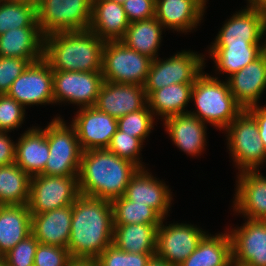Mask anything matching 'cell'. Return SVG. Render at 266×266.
<instances>
[{
    "instance_id": "obj_3",
    "label": "cell",
    "mask_w": 266,
    "mask_h": 266,
    "mask_svg": "<svg viewBox=\"0 0 266 266\" xmlns=\"http://www.w3.org/2000/svg\"><path fill=\"white\" fill-rule=\"evenodd\" d=\"M105 42L91 30L44 36V59L53 71H102Z\"/></svg>"
},
{
    "instance_id": "obj_12",
    "label": "cell",
    "mask_w": 266,
    "mask_h": 266,
    "mask_svg": "<svg viewBox=\"0 0 266 266\" xmlns=\"http://www.w3.org/2000/svg\"><path fill=\"white\" fill-rule=\"evenodd\" d=\"M103 81L102 71H53L54 103L94 106Z\"/></svg>"
},
{
    "instance_id": "obj_35",
    "label": "cell",
    "mask_w": 266,
    "mask_h": 266,
    "mask_svg": "<svg viewBox=\"0 0 266 266\" xmlns=\"http://www.w3.org/2000/svg\"><path fill=\"white\" fill-rule=\"evenodd\" d=\"M22 27H39L36 4L0 1V35L8 30Z\"/></svg>"
},
{
    "instance_id": "obj_24",
    "label": "cell",
    "mask_w": 266,
    "mask_h": 266,
    "mask_svg": "<svg viewBox=\"0 0 266 266\" xmlns=\"http://www.w3.org/2000/svg\"><path fill=\"white\" fill-rule=\"evenodd\" d=\"M34 127L28 128L15 143V163L31 177L44 171L49 156L47 127Z\"/></svg>"
},
{
    "instance_id": "obj_33",
    "label": "cell",
    "mask_w": 266,
    "mask_h": 266,
    "mask_svg": "<svg viewBox=\"0 0 266 266\" xmlns=\"http://www.w3.org/2000/svg\"><path fill=\"white\" fill-rule=\"evenodd\" d=\"M31 176L16 163L0 167V205H27Z\"/></svg>"
},
{
    "instance_id": "obj_30",
    "label": "cell",
    "mask_w": 266,
    "mask_h": 266,
    "mask_svg": "<svg viewBox=\"0 0 266 266\" xmlns=\"http://www.w3.org/2000/svg\"><path fill=\"white\" fill-rule=\"evenodd\" d=\"M160 224L114 225L112 244L124 252L156 253Z\"/></svg>"
},
{
    "instance_id": "obj_43",
    "label": "cell",
    "mask_w": 266,
    "mask_h": 266,
    "mask_svg": "<svg viewBox=\"0 0 266 266\" xmlns=\"http://www.w3.org/2000/svg\"><path fill=\"white\" fill-rule=\"evenodd\" d=\"M156 0H126L122 3L128 21H140L155 16Z\"/></svg>"
},
{
    "instance_id": "obj_38",
    "label": "cell",
    "mask_w": 266,
    "mask_h": 266,
    "mask_svg": "<svg viewBox=\"0 0 266 266\" xmlns=\"http://www.w3.org/2000/svg\"><path fill=\"white\" fill-rule=\"evenodd\" d=\"M142 145L143 142L139 138L128 135L117 129L107 149L118 157L128 159L139 168H145V166L142 165L144 162L140 160Z\"/></svg>"
},
{
    "instance_id": "obj_21",
    "label": "cell",
    "mask_w": 266,
    "mask_h": 266,
    "mask_svg": "<svg viewBox=\"0 0 266 266\" xmlns=\"http://www.w3.org/2000/svg\"><path fill=\"white\" fill-rule=\"evenodd\" d=\"M206 2L207 0H156L155 17L165 29L191 32L203 19Z\"/></svg>"
},
{
    "instance_id": "obj_1",
    "label": "cell",
    "mask_w": 266,
    "mask_h": 266,
    "mask_svg": "<svg viewBox=\"0 0 266 266\" xmlns=\"http://www.w3.org/2000/svg\"><path fill=\"white\" fill-rule=\"evenodd\" d=\"M114 219L110 201L80 195L72 204L67 249L72 259L95 260L113 241Z\"/></svg>"
},
{
    "instance_id": "obj_10",
    "label": "cell",
    "mask_w": 266,
    "mask_h": 266,
    "mask_svg": "<svg viewBox=\"0 0 266 266\" xmlns=\"http://www.w3.org/2000/svg\"><path fill=\"white\" fill-rule=\"evenodd\" d=\"M80 195L78 176L39 174L31 177L27 205L31 215H35L72 205Z\"/></svg>"
},
{
    "instance_id": "obj_45",
    "label": "cell",
    "mask_w": 266,
    "mask_h": 266,
    "mask_svg": "<svg viewBox=\"0 0 266 266\" xmlns=\"http://www.w3.org/2000/svg\"><path fill=\"white\" fill-rule=\"evenodd\" d=\"M256 120L259 129V136L266 149V106H252L246 109Z\"/></svg>"
},
{
    "instance_id": "obj_2",
    "label": "cell",
    "mask_w": 266,
    "mask_h": 266,
    "mask_svg": "<svg viewBox=\"0 0 266 266\" xmlns=\"http://www.w3.org/2000/svg\"><path fill=\"white\" fill-rule=\"evenodd\" d=\"M138 169L108 149L83 151L78 174L80 194L112 202L124 195Z\"/></svg>"
},
{
    "instance_id": "obj_22",
    "label": "cell",
    "mask_w": 266,
    "mask_h": 266,
    "mask_svg": "<svg viewBox=\"0 0 266 266\" xmlns=\"http://www.w3.org/2000/svg\"><path fill=\"white\" fill-rule=\"evenodd\" d=\"M72 205L31 215V233L41 244L68 247Z\"/></svg>"
},
{
    "instance_id": "obj_47",
    "label": "cell",
    "mask_w": 266,
    "mask_h": 266,
    "mask_svg": "<svg viewBox=\"0 0 266 266\" xmlns=\"http://www.w3.org/2000/svg\"><path fill=\"white\" fill-rule=\"evenodd\" d=\"M248 5L246 7L264 10L266 12V0H247Z\"/></svg>"
},
{
    "instance_id": "obj_6",
    "label": "cell",
    "mask_w": 266,
    "mask_h": 266,
    "mask_svg": "<svg viewBox=\"0 0 266 266\" xmlns=\"http://www.w3.org/2000/svg\"><path fill=\"white\" fill-rule=\"evenodd\" d=\"M227 146L239 171L259 170L266 162V149L255 118L244 109L225 129Z\"/></svg>"
},
{
    "instance_id": "obj_14",
    "label": "cell",
    "mask_w": 266,
    "mask_h": 266,
    "mask_svg": "<svg viewBox=\"0 0 266 266\" xmlns=\"http://www.w3.org/2000/svg\"><path fill=\"white\" fill-rule=\"evenodd\" d=\"M228 233L233 266H266V221L247 219Z\"/></svg>"
},
{
    "instance_id": "obj_15",
    "label": "cell",
    "mask_w": 266,
    "mask_h": 266,
    "mask_svg": "<svg viewBox=\"0 0 266 266\" xmlns=\"http://www.w3.org/2000/svg\"><path fill=\"white\" fill-rule=\"evenodd\" d=\"M79 109L71 125L82 150L107 149L117 130V119L94 106Z\"/></svg>"
},
{
    "instance_id": "obj_41",
    "label": "cell",
    "mask_w": 266,
    "mask_h": 266,
    "mask_svg": "<svg viewBox=\"0 0 266 266\" xmlns=\"http://www.w3.org/2000/svg\"><path fill=\"white\" fill-rule=\"evenodd\" d=\"M41 59H22L0 56V95L7 94L14 80L23 73L30 63Z\"/></svg>"
},
{
    "instance_id": "obj_42",
    "label": "cell",
    "mask_w": 266,
    "mask_h": 266,
    "mask_svg": "<svg viewBox=\"0 0 266 266\" xmlns=\"http://www.w3.org/2000/svg\"><path fill=\"white\" fill-rule=\"evenodd\" d=\"M72 260L67 248L38 243L34 266H68Z\"/></svg>"
},
{
    "instance_id": "obj_13",
    "label": "cell",
    "mask_w": 266,
    "mask_h": 266,
    "mask_svg": "<svg viewBox=\"0 0 266 266\" xmlns=\"http://www.w3.org/2000/svg\"><path fill=\"white\" fill-rule=\"evenodd\" d=\"M163 221L164 219L157 229L155 255L169 264L179 266L195 251L206 231L186 223H172L164 226Z\"/></svg>"
},
{
    "instance_id": "obj_4",
    "label": "cell",
    "mask_w": 266,
    "mask_h": 266,
    "mask_svg": "<svg viewBox=\"0 0 266 266\" xmlns=\"http://www.w3.org/2000/svg\"><path fill=\"white\" fill-rule=\"evenodd\" d=\"M196 111H189L203 123L225 129L244 109L230 92L229 84L202 72L195 80L191 93Z\"/></svg>"
},
{
    "instance_id": "obj_40",
    "label": "cell",
    "mask_w": 266,
    "mask_h": 266,
    "mask_svg": "<svg viewBox=\"0 0 266 266\" xmlns=\"http://www.w3.org/2000/svg\"><path fill=\"white\" fill-rule=\"evenodd\" d=\"M38 240L31 233L9 250L4 256L5 266H34Z\"/></svg>"
},
{
    "instance_id": "obj_36",
    "label": "cell",
    "mask_w": 266,
    "mask_h": 266,
    "mask_svg": "<svg viewBox=\"0 0 266 266\" xmlns=\"http://www.w3.org/2000/svg\"><path fill=\"white\" fill-rule=\"evenodd\" d=\"M153 117L154 115L147 104L138 111L118 118L117 129L144 142L154 128L155 118Z\"/></svg>"
},
{
    "instance_id": "obj_19",
    "label": "cell",
    "mask_w": 266,
    "mask_h": 266,
    "mask_svg": "<svg viewBox=\"0 0 266 266\" xmlns=\"http://www.w3.org/2000/svg\"><path fill=\"white\" fill-rule=\"evenodd\" d=\"M171 189L162 181L153 177L145 168H139L131 177L124 197L132 202L148 204L163 219L171 210Z\"/></svg>"
},
{
    "instance_id": "obj_25",
    "label": "cell",
    "mask_w": 266,
    "mask_h": 266,
    "mask_svg": "<svg viewBox=\"0 0 266 266\" xmlns=\"http://www.w3.org/2000/svg\"><path fill=\"white\" fill-rule=\"evenodd\" d=\"M129 24L122 4L112 0H92L89 30L104 42L120 41Z\"/></svg>"
},
{
    "instance_id": "obj_49",
    "label": "cell",
    "mask_w": 266,
    "mask_h": 266,
    "mask_svg": "<svg viewBox=\"0 0 266 266\" xmlns=\"http://www.w3.org/2000/svg\"><path fill=\"white\" fill-rule=\"evenodd\" d=\"M7 3L36 4L38 0H1Z\"/></svg>"
},
{
    "instance_id": "obj_27",
    "label": "cell",
    "mask_w": 266,
    "mask_h": 266,
    "mask_svg": "<svg viewBox=\"0 0 266 266\" xmlns=\"http://www.w3.org/2000/svg\"><path fill=\"white\" fill-rule=\"evenodd\" d=\"M31 234L28 205H0V255Z\"/></svg>"
},
{
    "instance_id": "obj_7",
    "label": "cell",
    "mask_w": 266,
    "mask_h": 266,
    "mask_svg": "<svg viewBox=\"0 0 266 266\" xmlns=\"http://www.w3.org/2000/svg\"><path fill=\"white\" fill-rule=\"evenodd\" d=\"M92 0H38L37 23L44 36L89 29Z\"/></svg>"
},
{
    "instance_id": "obj_51",
    "label": "cell",
    "mask_w": 266,
    "mask_h": 266,
    "mask_svg": "<svg viewBox=\"0 0 266 266\" xmlns=\"http://www.w3.org/2000/svg\"><path fill=\"white\" fill-rule=\"evenodd\" d=\"M0 266H5V259L3 255H0Z\"/></svg>"
},
{
    "instance_id": "obj_29",
    "label": "cell",
    "mask_w": 266,
    "mask_h": 266,
    "mask_svg": "<svg viewBox=\"0 0 266 266\" xmlns=\"http://www.w3.org/2000/svg\"><path fill=\"white\" fill-rule=\"evenodd\" d=\"M163 25L152 17L145 20L131 22L120 40L126 47L146 55L152 60L159 55Z\"/></svg>"
},
{
    "instance_id": "obj_17",
    "label": "cell",
    "mask_w": 266,
    "mask_h": 266,
    "mask_svg": "<svg viewBox=\"0 0 266 266\" xmlns=\"http://www.w3.org/2000/svg\"><path fill=\"white\" fill-rule=\"evenodd\" d=\"M147 104L144 86L103 81L94 107L118 119Z\"/></svg>"
},
{
    "instance_id": "obj_31",
    "label": "cell",
    "mask_w": 266,
    "mask_h": 266,
    "mask_svg": "<svg viewBox=\"0 0 266 266\" xmlns=\"http://www.w3.org/2000/svg\"><path fill=\"white\" fill-rule=\"evenodd\" d=\"M193 84H172L153 91L148 97V106L154 117L161 120L189 111L185 107L191 101Z\"/></svg>"
},
{
    "instance_id": "obj_5",
    "label": "cell",
    "mask_w": 266,
    "mask_h": 266,
    "mask_svg": "<svg viewBox=\"0 0 266 266\" xmlns=\"http://www.w3.org/2000/svg\"><path fill=\"white\" fill-rule=\"evenodd\" d=\"M49 156L41 174L51 176H78L83 150L76 129L67 126L61 117H55L47 125Z\"/></svg>"
},
{
    "instance_id": "obj_9",
    "label": "cell",
    "mask_w": 266,
    "mask_h": 266,
    "mask_svg": "<svg viewBox=\"0 0 266 266\" xmlns=\"http://www.w3.org/2000/svg\"><path fill=\"white\" fill-rule=\"evenodd\" d=\"M152 59L126 47L121 41H106L103 48L104 81L144 86Z\"/></svg>"
},
{
    "instance_id": "obj_23",
    "label": "cell",
    "mask_w": 266,
    "mask_h": 266,
    "mask_svg": "<svg viewBox=\"0 0 266 266\" xmlns=\"http://www.w3.org/2000/svg\"><path fill=\"white\" fill-rule=\"evenodd\" d=\"M205 124L190 113L164 119L166 133L170 139L179 149L191 156H199L205 149L204 146H207Z\"/></svg>"
},
{
    "instance_id": "obj_46",
    "label": "cell",
    "mask_w": 266,
    "mask_h": 266,
    "mask_svg": "<svg viewBox=\"0 0 266 266\" xmlns=\"http://www.w3.org/2000/svg\"><path fill=\"white\" fill-rule=\"evenodd\" d=\"M68 266H98L96 260L73 259Z\"/></svg>"
},
{
    "instance_id": "obj_39",
    "label": "cell",
    "mask_w": 266,
    "mask_h": 266,
    "mask_svg": "<svg viewBox=\"0 0 266 266\" xmlns=\"http://www.w3.org/2000/svg\"><path fill=\"white\" fill-rule=\"evenodd\" d=\"M25 108L6 94L0 95V132H10L25 120Z\"/></svg>"
},
{
    "instance_id": "obj_26",
    "label": "cell",
    "mask_w": 266,
    "mask_h": 266,
    "mask_svg": "<svg viewBox=\"0 0 266 266\" xmlns=\"http://www.w3.org/2000/svg\"><path fill=\"white\" fill-rule=\"evenodd\" d=\"M0 56L22 59L44 58V35L39 27H22L0 35Z\"/></svg>"
},
{
    "instance_id": "obj_37",
    "label": "cell",
    "mask_w": 266,
    "mask_h": 266,
    "mask_svg": "<svg viewBox=\"0 0 266 266\" xmlns=\"http://www.w3.org/2000/svg\"><path fill=\"white\" fill-rule=\"evenodd\" d=\"M155 254L124 252L111 244L95 260L98 266H146Z\"/></svg>"
},
{
    "instance_id": "obj_52",
    "label": "cell",
    "mask_w": 266,
    "mask_h": 266,
    "mask_svg": "<svg viewBox=\"0 0 266 266\" xmlns=\"http://www.w3.org/2000/svg\"><path fill=\"white\" fill-rule=\"evenodd\" d=\"M112 1H115V2H117V3L122 4V3H124L126 0H112Z\"/></svg>"
},
{
    "instance_id": "obj_44",
    "label": "cell",
    "mask_w": 266,
    "mask_h": 266,
    "mask_svg": "<svg viewBox=\"0 0 266 266\" xmlns=\"http://www.w3.org/2000/svg\"><path fill=\"white\" fill-rule=\"evenodd\" d=\"M7 132H0V167L15 163L16 144Z\"/></svg>"
},
{
    "instance_id": "obj_28",
    "label": "cell",
    "mask_w": 266,
    "mask_h": 266,
    "mask_svg": "<svg viewBox=\"0 0 266 266\" xmlns=\"http://www.w3.org/2000/svg\"><path fill=\"white\" fill-rule=\"evenodd\" d=\"M179 266H233L229 233L205 234L197 248Z\"/></svg>"
},
{
    "instance_id": "obj_20",
    "label": "cell",
    "mask_w": 266,
    "mask_h": 266,
    "mask_svg": "<svg viewBox=\"0 0 266 266\" xmlns=\"http://www.w3.org/2000/svg\"><path fill=\"white\" fill-rule=\"evenodd\" d=\"M230 92L236 102L247 109L257 106L266 89V56L262 53L257 59L240 71L233 73L227 80Z\"/></svg>"
},
{
    "instance_id": "obj_8",
    "label": "cell",
    "mask_w": 266,
    "mask_h": 266,
    "mask_svg": "<svg viewBox=\"0 0 266 266\" xmlns=\"http://www.w3.org/2000/svg\"><path fill=\"white\" fill-rule=\"evenodd\" d=\"M205 56L182 50L166 60L158 57L151 61L144 89L147 97L155 90L172 84H194L203 72Z\"/></svg>"
},
{
    "instance_id": "obj_11",
    "label": "cell",
    "mask_w": 266,
    "mask_h": 266,
    "mask_svg": "<svg viewBox=\"0 0 266 266\" xmlns=\"http://www.w3.org/2000/svg\"><path fill=\"white\" fill-rule=\"evenodd\" d=\"M7 96L15 99L24 108L39 104H54L53 70L43 58L30 63L10 86Z\"/></svg>"
},
{
    "instance_id": "obj_32",
    "label": "cell",
    "mask_w": 266,
    "mask_h": 266,
    "mask_svg": "<svg viewBox=\"0 0 266 266\" xmlns=\"http://www.w3.org/2000/svg\"><path fill=\"white\" fill-rule=\"evenodd\" d=\"M210 58H213L218 73L231 76L263 53V44L210 45Z\"/></svg>"
},
{
    "instance_id": "obj_48",
    "label": "cell",
    "mask_w": 266,
    "mask_h": 266,
    "mask_svg": "<svg viewBox=\"0 0 266 266\" xmlns=\"http://www.w3.org/2000/svg\"><path fill=\"white\" fill-rule=\"evenodd\" d=\"M146 266H174L169 264L166 260L159 258L158 256H152Z\"/></svg>"
},
{
    "instance_id": "obj_34",
    "label": "cell",
    "mask_w": 266,
    "mask_h": 266,
    "mask_svg": "<svg viewBox=\"0 0 266 266\" xmlns=\"http://www.w3.org/2000/svg\"><path fill=\"white\" fill-rule=\"evenodd\" d=\"M114 225L160 224L162 217L148 204H140L124 196L112 202Z\"/></svg>"
},
{
    "instance_id": "obj_16",
    "label": "cell",
    "mask_w": 266,
    "mask_h": 266,
    "mask_svg": "<svg viewBox=\"0 0 266 266\" xmlns=\"http://www.w3.org/2000/svg\"><path fill=\"white\" fill-rule=\"evenodd\" d=\"M218 32L212 45L263 44L264 10L246 7L234 13Z\"/></svg>"
},
{
    "instance_id": "obj_50",
    "label": "cell",
    "mask_w": 266,
    "mask_h": 266,
    "mask_svg": "<svg viewBox=\"0 0 266 266\" xmlns=\"http://www.w3.org/2000/svg\"><path fill=\"white\" fill-rule=\"evenodd\" d=\"M266 35V25H265V28H264V36ZM263 53L265 54L266 56V40L264 41L263 43Z\"/></svg>"
},
{
    "instance_id": "obj_18",
    "label": "cell",
    "mask_w": 266,
    "mask_h": 266,
    "mask_svg": "<svg viewBox=\"0 0 266 266\" xmlns=\"http://www.w3.org/2000/svg\"><path fill=\"white\" fill-rule=\"evenodd\" d=\"M238 175L233 211L250 220L266 221V177L259 170L242 171Z\"/></svg>"
}]
</instances>
